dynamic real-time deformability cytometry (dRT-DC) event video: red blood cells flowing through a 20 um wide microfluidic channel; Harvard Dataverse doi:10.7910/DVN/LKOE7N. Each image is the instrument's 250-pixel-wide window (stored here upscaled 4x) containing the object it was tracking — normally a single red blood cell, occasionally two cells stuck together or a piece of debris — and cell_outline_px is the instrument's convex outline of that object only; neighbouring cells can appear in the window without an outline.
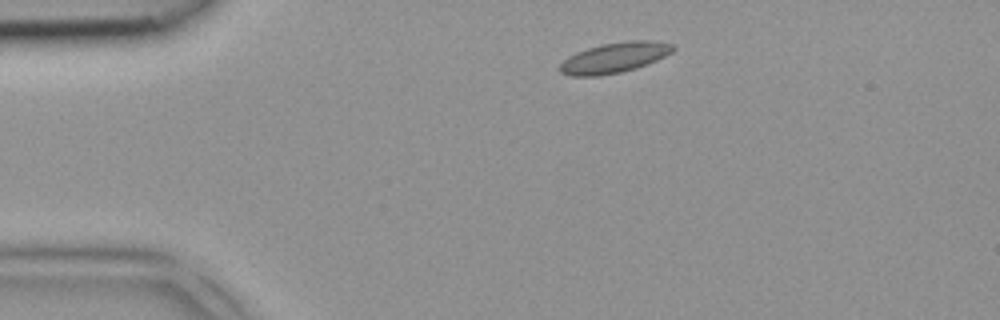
{"species": "common noctule bat (a hibernating species)", "species_latin": "Nyctalus noctula", "temperature_condition": "room temperature", "stored_images_in_passage": 3, "camera_frame_rate_fps": 3000, "um_per_image_px": 0.085, "animal": {"sex": "female", "body_mass_g": 18.4}, "frame": {"image": 1, "passage_image": 1, "time_ms": 0.0, "image_size_px": [1000, 320], "cell_outline_px": [[676, 48], [672, 52], [656, 60], [636, 68], [620, 72], [600, 76], [572, 76], [560, 72], [556, 68], [568, 56], [576, 52], [600, 44], [632, 40], [652, 40], [672, 44]], "centroid_in_image_um": [52.19, 4.9], "position_along_channel_um": 32.8, "area_um2": 20.06}}